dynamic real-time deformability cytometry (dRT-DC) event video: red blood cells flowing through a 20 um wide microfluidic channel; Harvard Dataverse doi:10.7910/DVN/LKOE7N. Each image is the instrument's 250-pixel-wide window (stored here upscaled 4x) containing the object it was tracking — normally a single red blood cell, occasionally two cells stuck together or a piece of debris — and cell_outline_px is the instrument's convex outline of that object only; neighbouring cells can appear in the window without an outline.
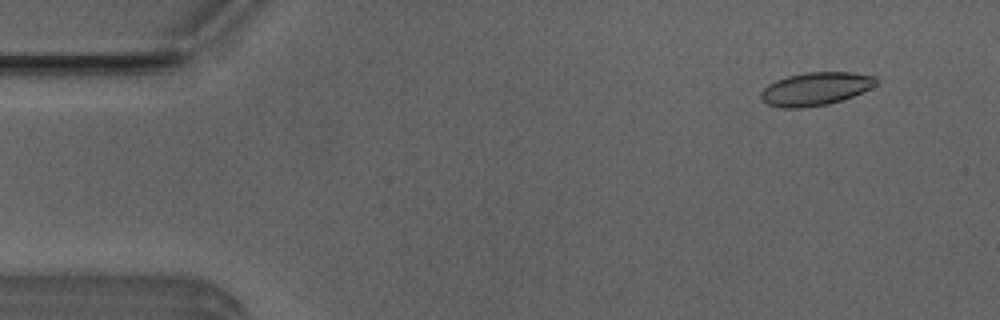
{"species": "Egyptian fruit bat (a non-hibernating species)", "species_latin": "Rousettus aegyptiacus", "temperature_condition": "room temperature", "stored_images_in_passage": 31, "camera_frame_rate_fps": 3000, "um_per_image_px": 0.085, "animal": {"sex": "male"}, "frame": {"image": 1, "passage_image": 2, "time_ms": 0.333, "image_size_px": [1000, 320], "cell_outline_px": [[880, 80], [876, 84], [852, 96], [828, 104], [804, 108], [784, 108], [768, 104], [760, 100], [760, 92], [768, 84], [776, 80], [788, 76], [804, 72], [852, 72], [876, 76]], "centroid_in_image_um": [69.3, 7.54], "position_along_channel_um": 15.7, "area_um2": 22.25}}
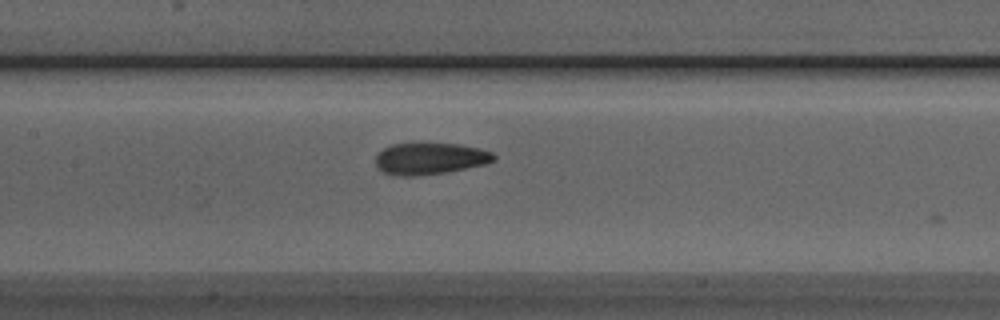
{"frame": {"image": 2, "passage_image": 21, "time_ms": 6.667, "image_size_px": [1000, 320], "cell_outline_px": [[496, 160], [484, 164], [448, 172], [416, 176], [396, 176], [384, 172], [376, 168], [376, 152], [392, 144], [460, 144], [492, 152], [496, 156]], "centroid_in_image_um": [36.51, 13.49], "position_along_channel_um": 170.9, "area_um2": 21.79}}
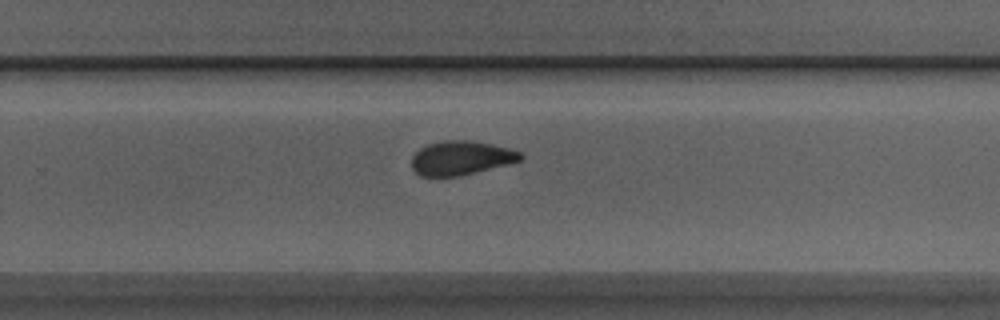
{"frame": {"image": 3, "passage_image": 30, "time_ms": 9.667, "image_size_px": [1000, 320], "cell_outline_px": [[524, 156], [520, 160], [508, 164], [460, 176], [420, 176], [412, 168], [412, 156], [420, 148], [428, 144], [444, 140], [468, 140], [492, 144], [508, 148], [520, 152]], "centroid_in_image_um": [39.18, 13.42], "position_along_channel_um": 290.6, "area_um2": 21.5}}